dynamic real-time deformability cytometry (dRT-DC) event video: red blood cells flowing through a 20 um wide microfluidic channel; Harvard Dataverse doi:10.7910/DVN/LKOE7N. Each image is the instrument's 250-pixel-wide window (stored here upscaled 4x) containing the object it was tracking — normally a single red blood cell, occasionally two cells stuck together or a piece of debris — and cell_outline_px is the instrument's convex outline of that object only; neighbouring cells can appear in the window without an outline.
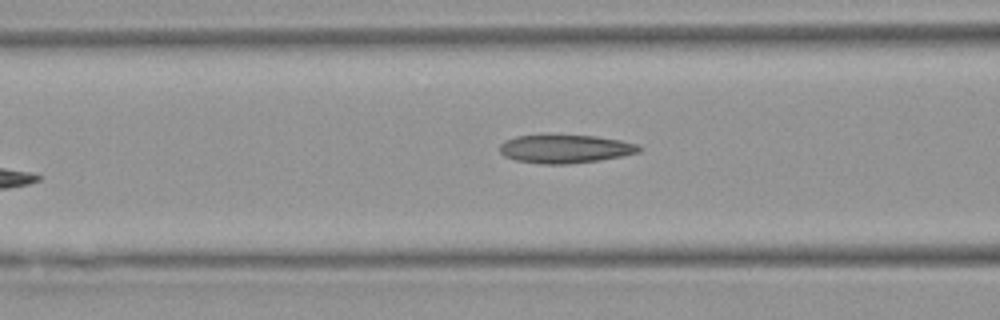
{"species": "Egyptian fruit bat (a non-hibernating species)", "species_latin": "Rousettus aegyptiacus", "temperature_condition": "warm", "stored_images_in_passage": 8, "camera_frame_rate_fps": 3000, "um_per_image_px": 0.085, "animal": {"sex": "female"}, "frame": {"image": 1, "passage_image": 6, "time_ms": 7.0, "image_size_px": [1000, 320], "cell_outline_px": [[644, 148], [640, 152], [600, 160], [568, 164], [540, 164], [516, 160], [504, 156], [500, 152], [500, 144], [504, 140], [516, 136], [544, 132], [548, 132], [596, 136], [620, 140], [636, 144]], "centroid_in_image_um": [47.99, 12.6], "position_along_channel_um": 118.6, "area_um2": 24.04}}
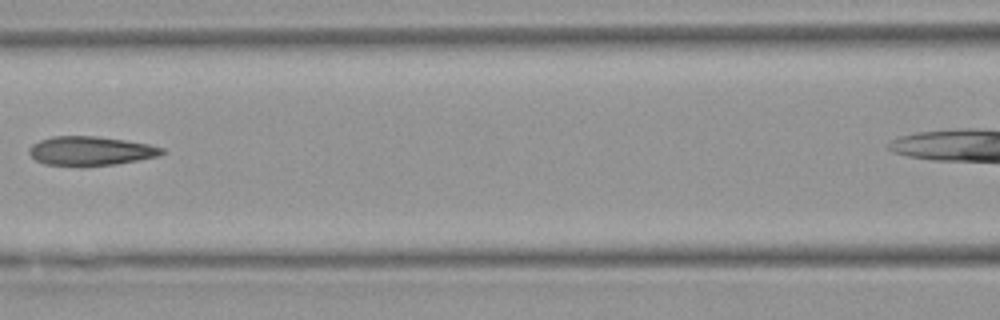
{"frame": {"image": 2, "passage_image": 7, "time_ms": 8.0, "image_size_px": [1000, 320], "cell_outline_px": [[168, 152], [160, 156], [116, 164], [44, 164], [36, 160], [28, 152], [28, 148], [32, 144], [40, 140], [52, 136], [96, 136], [124, 140], [148, 144], [164, 148]], "centroid_in_image_um": [7.74, 12.8], "position_along_channel_um": 158.9, "area_um2": 22.08}}